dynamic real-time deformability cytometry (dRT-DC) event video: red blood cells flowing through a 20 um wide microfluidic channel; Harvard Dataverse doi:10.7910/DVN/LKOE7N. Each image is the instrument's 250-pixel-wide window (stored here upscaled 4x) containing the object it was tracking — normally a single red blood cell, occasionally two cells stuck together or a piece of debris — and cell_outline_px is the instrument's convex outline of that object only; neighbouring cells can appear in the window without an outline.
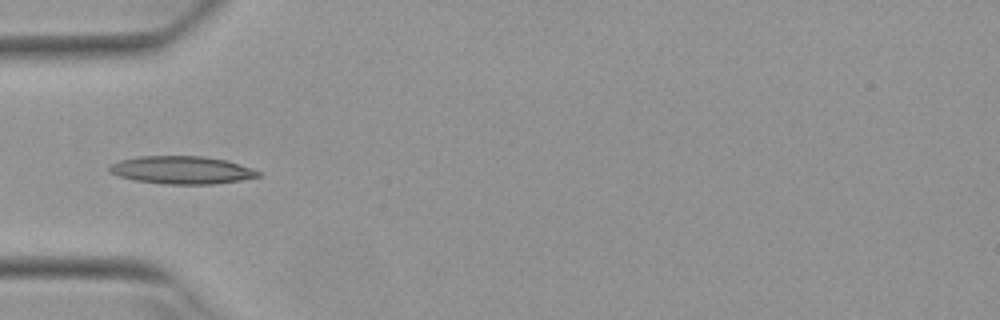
{"species": "Egyptian fruit bat (a non-hibernating species)", "species_latin": "Rousettus aegyptiacus", "temperature_condition": "warm", "stored_images_in_passage": 4, "camera_frame_rate_fps": 3000, "um_per_image_px": 0.085, "animal": {"sex": "female"}, "frame": {"image": 1, "passage_image": 4, "time_ms": 1.0, "image_size_px": [1000, 320], "cell_outline_px": [[260, 176], [240, 180], [212, 184], [164, 184], [136, 180], [120, 176], [108, 172], [108, 168], [112, 164], [120, 160], [140, 156], [204, 156], [228, 160], [252, 168], [260, 172]], "centroid_in_image_um": [15.46, 14.44], "position_along_channel_um": 69.5, "area_um2": 24.04}}